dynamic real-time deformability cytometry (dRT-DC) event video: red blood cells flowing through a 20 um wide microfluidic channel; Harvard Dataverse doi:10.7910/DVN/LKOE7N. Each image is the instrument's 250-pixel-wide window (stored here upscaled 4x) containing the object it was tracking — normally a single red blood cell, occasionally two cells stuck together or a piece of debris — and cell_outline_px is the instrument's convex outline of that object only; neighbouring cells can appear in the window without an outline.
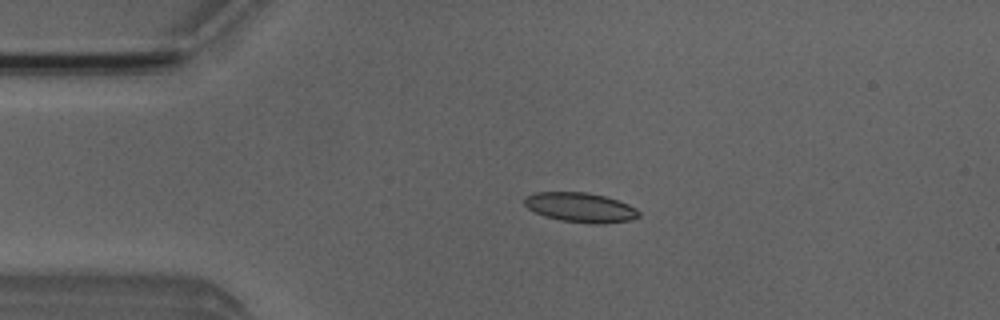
{"species": "Egyptian fruit bat (a non-hibernating species)", "species_latin": "Rousettus aegyptiacus", "temperature_condition": "room temperature", "stored_images_in_passage": 4, "camera_frame_rate_fps": 3000, "um_per_image_px": 0.085, "animal": {"sex": "male"}, "frame": {"image": 1, "passage_image": 3, "time_ms": 2.333, "image_size_px": [1000, 320], "cell_outline_px": [[640, 216], [632, 220], [600, 224], [592, 224], [560, 220], [544, 216], [528, 208], [524, 204], [524, 196], [532, 192], [588, 192], [604, 196], [628, 204], [636, 208], [640, 212]], "centroid_in_image_um": [49.33, 17.63], "position_along_channel_um": 35.7, "area_um2": 19.88}}